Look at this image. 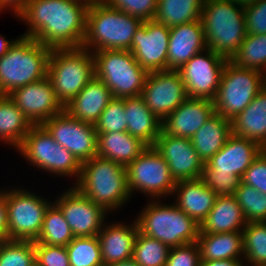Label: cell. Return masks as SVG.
Here are the masks:
<instances>
[{
	"label": "cell",
	"mask_w": 266,
	"mask_h": 266,
	"mask_svg": "<svg viewBox=\"0 0 266 266\" xmlns=\"http://www.w3.org/2000/svg\"><path fill=\"white\" fill-rule=\"evenodd\" d=\"M109 6L132 15L142 22L153 20L157 11V0H103Z\"/></svg>",
	"instance_id": "obj_42"
},
{
	"label": "cell",
	"mask_w": 266,
	"mask_h": 266,
	"mask_svg": "<svg viewBox=\"0 0 266 266\" xmlns=\"http://www.w3.org/2000/svg\"><path fill=\"white\" fill-rule=\"evenodd\" d=\"M172 195L176 196L174 204L199 225L208 216L217 198L201 178L176 181Z\"/></svg>",
	"instance_id": "obj_24"
},
{
	"label": "cell",
	"mask_w": 266,
	"mask_h": 266,
	"mask_svg": "<svg viewBox=\"0 0 266 266\" xmlns=\"http://www.w3.org/2000/svg\"><path fill=\"white\" fill-rule=\"evenodd\" d=\"M141 23L140 19L100 1L88 6L86 33L81 47L90 52L131 51L133 36Z\"/></svg>",
	"instance_id": "obj_3"
},
{
	"label": "cell",
	"mask_w": 266,
	"mask_h": 266,
	"mask_svg": "<svg viewBox=\"0 0 266 266\" xmlns=\"http://www.w3.org/2000/svg\"><path fill=\"white\" fill-rule=\"evenodd\" d=\"M141 97L162 122L188 98V95L178 70L169 69L149 72Z\"/></svg>",
	"instance_id": "obj_15"
},
{
	"label": "cell",
	"mask_w": 266,
	"mask_h": 266,
	"mask_svg": "<svg viewBox=\"0 0 266 266\" xmlns=\"http://www.w3.org/2000/svg\"><path fill=\"white\" fill-rule=\"evenodd\" d=\"M138 231L136 219L129 225L117 221L107 225L105 222L97 235L103 265L107 266L132 258Z\"/></svg>",
	"instance_id": "obj_23"
},
{
	"label": "cell",
	"mask_w": 266,
	"mask_h": 266,
	"mask_svg": "<svg viewBox=\"0 0 266 266\" xmlns=\"http://www.w3.org/2000/svg\"><path fill=\"white\" fill-rule=\"evenodd\" d=\"M229 61L236 66L256 70L266 75V34H246Z\"/></svg>",
	"instance_id": "obj_35"
},
{
	"label": "cell",
	"mask_w": 266,
	"mask_h": 266,
	"mask_svg": "<svg viewBox=\"0 0 266 266\" xmlns=\"http://www.w3.org/2000/svg\"><path fill=\"white\" fill-rule=\"evenodd\" d=\"M50 202L30 190H6V210L9 240L35 241L42 229L44 215Z\"/></svg>",
	"instance_id": "obj_12"
},
{
	"label": "cell",
	"mask_w": 266,
	"mask_h": 266,
	"mask_svg": "<svg viewBox=\"0 0 266 266\" xmlns=\"http://www.w3.org/2000/svg\"><path fill=\"white\" fill-rule=\"evenodd\" d=\"M228 60L207 48L179 68L188 97L213 101Z\"/></svg>",
	"instance_id": "obj_13"
},
{
	"label": "cell",
	"mask_w": 266,
	"mask_h": 266,
	"mask_svg": "<svg viewBox=\"0 0 266 266\" xmlns=\"http://www.w3.org/2000/svg\"><path fill=\"white\" fill-rule=\"evenodd\" d=\"M153 146L167 162L175 181L201 178L205 164L189 138L174 137L161 130Z\"/></svg>",
	"instance_id": "obj_19"
},
{
	"label": "cell",
	"mask_w": 266,
	"mask_h": 266,
	"mask_svg": "<svg viewBox=\"0 0 266 266\" xmlns=\"http://www.w3.org/2000/svg\"><path fill=\"white\" fill-rule=\"evenodd\" d=\"M170 248L138 231L132 259L138 266H165Z\"/></svg>",
	"instance_id": "obj_38"
},
{
	"label": "cell",
	"mask_w": 266,
	"mask_h": 266,
	"mask_svg": "<svg viewBox=\"0 0 266 266\" xmlns=\"http://www.w3.org/2000/svg\"><path fill=\"white\" fill-rule=\"evenodd\" d=\"M54 203L62 211L74 237L97 236L110 214L74 186L61 193Z\"/></svg>",
	"instance_id": "obj_16"
},
{
	"label": "cell",
	"mask_w": 266,
	"mask_h": 266,
	"mask_svg": "<svg viewBox=\"0 0 266 266\" xmlns=\"http://www.w3.org/2000/svg\"><path fill=\"white\" fill-rule=\"evenodd\" d=\"M126 173L131 196L135 191H139L138 193H143L150 200L164 199L166 196L172 197L176 181L171 176L167 162L154 146H148L134 161L128 164Z\"/></svg>",
	"instance_id": "obj_11"
},
{
	"label": "cell",
	"mask_w": 266,
	"mask_h": 266,
	"mask_svg": "<svg viewBox=\"0 0 266 266\" xmlns=\"http://www.w3.org/2000/svg\"><path fill=\"white\" fill-rule=\"evenodd\" d=\"M241 182L266 194V149L261 151L250 167L244 172Z\"/></svg>",
	"instance_id": "obj_47"
},
{
	"label": "cell",
	"mask_w": 266,
	"mask_h": 266,
	"mask_svg": "<svg viewBox=\"0 0 266 266\" xmlns=\"http://www.w3.org/2000/svg\"><path fill=\"white\" fill-rule=\"evenodd\" d=\"M95 77L110 89L113 98L141 96L148 75L127 50H97L92 52Z\"/></svg>",
	"instance_id": "obj_8"
},
{
	"label": "cell",
	"mask_w": 266,
	"mask_h": 266,
	"mask_svg": "<svg viewBox=\"0 0 266 266\" xmlns=\"http://www.w3.org/2000/svg\"><path fill=\"white\" fill-rule=\"evenodd\" d=\"M107 266H138V265L135 263V261L132 258H130L128 260L112 263Z\"/></svg>",
	"instance_id": "obj_52"
},
{
	"label": "cell",
	"mask_w": 266,
	"mask_h": 266,
	"mask_svg": "<svg viewBox=\"0 0 266 266\" xmlns=\"http://www.w3.org/2000/svg\"><path fill=\"white\" fill-rule=\"evenodd\" d=\"M201 256L197 242L170 248L165 266H200Z\"/></svg>",
	"instance_id": "obj_45"
},
{
	"label": "cell",
	"mask_w": 266,
	"mask_h": 266,
	"mask_svg": "<svg viewBox=\"0 0 266 266\" xmlns=\"http://www.w3.org/2000/svg\"><path fill=\"white\" fill-rule=\"evenodd\" d=\"M30 0H0V13L6 10H12L16 15L26 6ZM10 7V8H9Z\"/></svg>",
	"instance_id": "obj_49"
},
{
	"label": "cell",
	"mask_w": 266,
	"mask_h": 266,
	"mask_svg": "<svg viewBox=\"0 0 266 266\" xmlns=\"http://www.w3.org/2000/svg\"><path fill=\"white\" fill-rule=\"evenodd\" d=\"M47 76L65 107L95 76L92 52L83 47L52 49Z\"/></svg>",
	"instance_id": "obj_7"
},
{
	"label": "cell",
	"mask_w": 266,
	"mask_h": 266,
	"mask_svg": "<svg viewBox=\"0 0 266 266\" xmlns=\"http://www.w3.org/2000/svg\"><path fill=\"white\" fill-rule=\"evenodd\" d=\"M205 0H157L154 20L168 28L201 20Z\"/></svg>",
	"instance_id": "obj_33"
},
{
	"label": "cell",
	"mask_w": 266,
	"mask_h": 266,
	"mask_svg": "<svg viewBox=\"0 0 266 266\" xmlns=\"http://www.w3.org/2000/svg\"><path fill=\"white\" fill-rule=\"evenodd\" d=\"M17 39H12V41L7 40L6 37L0 35V58L5 55L9 48L15 43Z\"/></svg>",
	"instance_id": "obj_51"
},
{
	"label": "cell",
	"mask_w": 266,
	"mask_h": 266,
	"mask_svg": "<svg viewBox=\"0 0 266 266\" xmlns=\"http://www.w3.org/2000/svg\"><path fill=\"white\" fill-rule=\"evenodd\" d=\"M97 134V156L112 160L125 167L148 147L127 131Z\"/></svg>",
	"instance_id": "obj_29"
},
{
	"label": "cell",
	"mask_w": 266,
	"mask_h": 266,
	"mask_svg": "<svg viewBox=\"0 0 266 266\" xmlns=\"http://www.w3.org/2000/svg\"><path fill=\"white\" fill-rule=\"evenodd\" d=\"M88 6L76 0H30L16 15L28 26L21 36L46 47L79 48L86 33Z\"/></svg>",
	"instance_id": "obj_1"
},
{
	"label": "cell",
	"mask_w": 266,
	"mask_h": 266,
	"mask_svg": "<svg viewBox=\"0 0 266 266\" xmlns=\"http://www.w3.org/2000/svg\"><path fill=\"white\" fill-rule=\"evenodd\" d=\"M169 29L167 70H178L197 53L208 48L201 20Z\"/></svg>",
	"instance_id": "obj_22"
},
{
	"label": "cell",
	"mask_w": 266,
	"mask_h": 266,
	"mask_svg": "<svg viewBox=\"0 0 266 266\" xmlns=\"http://www.w3.org/2000/svg\"><path fill=\"white\" fill-rule=\"evenodd\" d=\"M170 29L157 21L142 22L136 29L131 52L148 72L167 70Z\"/></svg>",
	"instance_id": "obj_17"
},
{
	"label": "cell",
	"mask_w": 266,
	"mask_h": 266,
	"mask_svg": "<svg viewBox=\"0 0 266 266\" xmlns=\"http://www.w3.org/2000/svg\"><path fill=\"white\" fill-rule=\"evenodd\" d=\"M124 107L127 132L147 146H153L160 135L162 122L141 96L124 98Z\"/></svg>",
	"instance_id": "obj_27"
},
{
	"label": "cell",
	"mask_w": 266,
	"mask_h": 266,
	"mask_svg": "<svg viewBox=\"0 0 266 266\" xmlns=\"http://www.w3.org/2000/svg\"><path fill=\"white\" fill-rule=\"evenodd\" d=\"M201 261L244 259L243 232L199 233Z\"/></svg>",
	"instance_id": "obj_31"
},
{
	"label": "cell",
	"mask_w": 266,
	"mask_h": 266,
	"mask_svg": "<svg viewBox=\"0 0 266 266\" xmlns=\"http://www.w3.org/2000/svg\"><path fill=\"white\" fill-rule=\"evenodd\" d=\"M73 239V233L62 211L52 202L45 212L41 232L34 243L66 247Z\"/></svg>",
	"instance_id": "obj_34"
},
{
	"label": "cell",
	"mask_w": 266,
	"mask_h": 266,
	"mask_svg": "<svg viewBox=\"0 0 266 266\" xmlns=\"http://www.w3.org/2000/svg\"><path fill=\"white\" fill-rule=\"evenodd\" d=\"M231 134V121L215 112L190 140L199 158L206 164L224 146Z\"/></svg>",
	"instance_id": "obj_30"
},
{
	"label": "cell",
	"mask_w": 266,
	"mask_h": 266,
	"mask_svg": "<svg viewBox=\"0 0 266 266\" xmlns=\"http://www.w3.org/2000/svg\"><path fill=\"white\" fill-rule=\"evenodd\" d=\"M0 266H36L34 241H0Z\"/></svg>",
	"instance_id": "obj_39"
},
{
	"label": "cell",
	"mask_w": 266,
	"mask_h": 266,
	"mask_svg": "<svg viewBox=\"0 0 266 266\" xmlns=\"http://www.w3.org/2000/svg\"><path fill=\"white\" fill-rule=\"evenodd\" d=\"M94 126L97 133L126 132L124 98H113Z\"/></svg>",
	"instance_id": "obj_41"
},
{
	"label": "cell",
	"mask_w": 266,
	"mask_h": 266,
	"mask_svg": "<svg viewBox=\"0 0 266 266\" xmlns=\"http://www.w3.org/2000/svg\"><path fill=\"white\" fill-rule=\"evenodd\" d=\"M242 232L245 264L266 266V221L247 222Z\"/></svg>",
	"instance_id": "obj_36"
},
{
	"label": "cell",
	"mask_w": 266,
	"mask_h": 266,
	"mask_svg": "<svg viewBox=\"0 0 266 266\" xmlns=\"http://www.w3.org/2000/svg\"><path fill=\"white\" fill-rule=\"evenodd\" d=\"M247 221L235 196H217L208 216L200 224L199 233L242 232Z\"/></svg>",
	"instance_id": "obj_26"
},
{
	"label": "cell",
	"mask_w": 266,
	"mask_h": 266,
	"mask_svg": "<svg viewBox=\"0 0 266 266\" xmlns=\"http://www.w3.org/2000/svg\"><path fill=\"white\" fill-rule=\"evenodd\" d=\"M8 240V220L6 210V190H0V241Z\"/></svg>",
	"instance_id": "obj_48"
},
{
	"label": "cell",
	"mask_w": 266,
	"mask_h": 266,
	"mask_svg": "<svg viewBox=\"0 0 266 266\" xmlns=\"http://www.w3.org/2000/svg\"><path fill=\"white\" fill-rule=\"evenodd\" d=\"M232 133L255 141L266 149V86L233 120Z\"/></svg>",
	"instance_id": "obj_28"
},
{
	"label": "cell",
	"mask_w": 266,
	"mask_h": 266,
	"mask_svg": "<svg viewBox=\"0 0 266 266\" xmlns=\"http://www.w3.org/2000/svg\"><path fill=\"white\" fill-rule=\"evenodd\" d=\"M235 197L247 222L266 221V194L240 182Z\"/></svg>",
	"instance_id": "obj_40"
},
{
	"label": "cell",
	"mask_w": 266,
	"mask_h": 266,
	"mask_svg": "<svg viewBox=\"0 0 266 266\" xmlns=\"http://www.w3.org/2000/svg\"><path fill=\"white\" fill-rule=\"evenodd\" d=\"M232 1H234L236 3H239L240 5L244 6V5H247V4L254 3V2L258 1V0H232Z\"/></svg>",
	"instance_id": "obj_54"
},
{
	"label": "cell",
	"mask_w": 266,
	"mask_h": 266,
	"mask_svg": "<svg viewBox=\"0 0 266 266\" xmlns=\"http://www.w3.org/2000/svg\"><path fill=\"white\" fill-rule=\"evenodd\" d=\"M36 266H70L66 247L34 243Z\"/></svg>",
	"instance_id": "obj_43"
},
{
	"label": "cell",
	"mask_w": 266,
	"mask_h": 266,
	"mask_svg": "<svg viewBox=\"0 0 266 266\" xmlns=\"http://www.w3.org/2000/svg\"><path fill=\"white\" fill-rule=\"evenodd\" d=\"M135 219L139 232L169 248L197 242L200 225L175 204L150 200Z\"/></svg>",
	"instance_id": "obj_6"
},
{
	"label": "cell",
	"mask_w": 266,
	"mask_h": 266,
	"mask_svg": "<svg viewBox=\"0 0 266 266\" xmlns=\"http://www.w3.org/2000/svg\"><path fill=\"white\" fill-rule=\"evenodd\" d=\"M112 99L110 89L94 76L64 110L71 117L94 125Z\"/></svg>",
	"instance_id": "obj_25"
},
{
	"label": "cell",
	"mask_w": 266,
	"mask_h": 266,
	"mask_svg": "<svg viewBox=\"0 0 266 266\" xmlns=\"http://www.w3.org/2000/svg\"><path fill=\"white\" fill-rule=\"evenodd\" d=\"M28 163L50 174L77 178L82 164L66 148L58 144L42 125H33L16 149Z\"/></svg>",
	"instance_id": "obj_10"
},
{
	"label": "cell",
	"mask_w": 266,
	"mask_h": 266,
	"mask_svg": "<svg viewBox=\"0 0 266 266\" xmlns=\"http://www.w3.org/2000/svg\"><path fill=\"white\" fill-rule=\"evenodd\" d=\"M66 249L70 266H104L97 236L74 237Z\"/></svg>",
	"instance_id": "obj_37"
},
{
	"label": "cell",
	"mask_w": 266,
	"mask_h": 266,
	"mask_svg": "<svg viewBox=\"0 0 266 266\" xmlns=\"http://www.w3.org/2000/svg\"><path fill=\"white\" fill-rule=\"evenodd\" d=\"M74 184L84 196L110 214L131 199L126 167L99 156L82 163L80 178Z\"/></svg>",
	"instance_id": "obj_2"
},
{
	"label": "cell",
	"mask_w": 266,
	"mask_h": 266,
	"mask_svg": "<svg viewBox=\"0 0 266 266\" xmlns=\"http://www.w3.org/2000/svg\"><path fill=\"white\" fill-rule=\"evenodd\" d=\"M51 51L33 38L19 36L0 58V94L8 95L46 77Z\"/></svg>",
	"instance_id": "obj_5"
},
{
	"label": "cell",
	"mask_w": 266,
	"mask_h": 266,
	"mask_svg": "<svg viewBox=\"0 0 266 266\" xmlns=\"http://www.w3.org/2000/svg\"><path fill=\"white\" fill-rule=\"evenodd\" d=\"M41 125L81 164L97 156L98 134L93 124L75 119L64 110Z\"/></svg>",
	"instance_id": "obj_14"
},
{
	"label": "cell",
	"mask_w": 266,
	"mask_h": 266,
	"mask_svg": "<svg viewBox=\"0 0 266 266\" xmlns=\"http://www.w3.org/2000/svg\"><path fill=\"white\" fill-rule=\"evenodd\" d=\"M244 259L200 261V266H244Z\"/></svg>",
	"instance_id": "obj_50"
},
{
	"label": "cell",
	"mask_w": 266,
	"mask_h": 266,
	"mask_svg": "<svg viewBox=\"0 0 266 266\" xmlns=\"http://www.w3.org/2000/svg\"><path fill=\"white\" fill-rule=\"evenodd\" d=\"M32 126L9 95L0 94V140L17 149Z\"/></svg>",
	"instance_id": "obj_32"
},
{
	"label": "cell",
	"mask_w": 266,
	"mask_h": 266,
	"mask_svg": "<svg viewBox=\"0 0 266 266\" xmlns=\"http://www.w3.org/2000/svg\"><path fill=\"white\" fill-rule=\"evenodd\" d=\"M201 179L217 196H235L241 178L233 174L202 173Z\"/></svg>",
	"instance_id": "obj_44"
},
{
	"label": "cell",
	"mask_w": 266,
	"mask_h": 266,
	"mask_svg": "<svg viewBox=\"0 0 266 266\" xmlns=\"http://www.w3.org/2000/svg\"><path fill=\"white\" fill-rule=\"evenodd\" d=\"M214 113L212 100L188 97L162 121L161 130L167 135L191 139Z\"/></svg>",
	"instance_id": "obj_21"
},
{
	"label": "cell",
	"mask_w": 266,
	"mask_h": 266,
	"mask_svg": "<svg viewBox=\"0 0 266 266\" xmlns=\"http://www.w3.org/2000/svg\"><path fill=\"white\" fill-rule=\"evenodd\" d=\"M265 86L266 75L256 70L236 66L228 60L213 100L214 110L231 121Z\"/></svg>",
	"instance_id": "obj_9"
},
{
	"label": "cell",
	"mask_w": 266,
	"mask_h": 266,
	"mask_svg": "<svg viewBox=\"0 0 266 266\" xmlns=\"http://www.w3.org/2000/svg\"><path fill=\"white\" fill-rule=\"evenodd\" d=\"M247 34H266V0L244 5Z\"/></svg>",
	"instance_id": "obj_46"
},
{
	"label": "cell",
	"mask_w": 266,
	"mask_h": 266,
	"mask_svg": "<svg viewBox=\"0 0 266 266\" xmlns=\"http://www.w3.org/2000/svg\"><path fill=\"white\" fill-rule=\"evenodd\" d=\"M76 1L82 2V3L86 4L87 6H91L95 3H98V2L103 1V0H76Z\"/></svg>",
	"instance_id": "obj_53"
},
{
	"label": "cell",
	"mask_w": 266,
	"mask_h": 266,
	"mask_svg": "<svg viewBox=\"0 0 266 266\" xmlns=\"http://www.w3.org/2000/svg\"><path fill=\"white\" fill-rule=\"evenodd\" d=\"M262 150L255 141L232 133L224 146L207 161L202 173L233 174L242 178Z\"/></svg>",
	"instance_id": "obj_20"
},
{
	"label": "cell",
	"mask_w": 266,
	"mask_h": 266,
	"mask_svg": "<svg viewBox=\"0 0 266 266\" xmlns=\"http://www.w3.org/2000/svg\"><path fill=\"white\" fill-rule=\"evenodd\" d=\"M8 95L33 125H41L64 111L48 76L19 87Z\"/></svg>",
	"instance_id": "obj_18"
},
{
	"label": "cell",
	"mask_w": 266,
	"mask_h": 266,
	"mask_svg": "<svg viewBox=\"0 0 266 266\" xmlns=\"http://www.w3.org/2000/svg\"><path fill=\"white\" fill-rule=\"evenodd\" d=\"M201 22L207 47L227 59L247 34L244 6L232 0H205Z\"/></svg>",
	"instance_id": "obj_4"
}]
</instances>
